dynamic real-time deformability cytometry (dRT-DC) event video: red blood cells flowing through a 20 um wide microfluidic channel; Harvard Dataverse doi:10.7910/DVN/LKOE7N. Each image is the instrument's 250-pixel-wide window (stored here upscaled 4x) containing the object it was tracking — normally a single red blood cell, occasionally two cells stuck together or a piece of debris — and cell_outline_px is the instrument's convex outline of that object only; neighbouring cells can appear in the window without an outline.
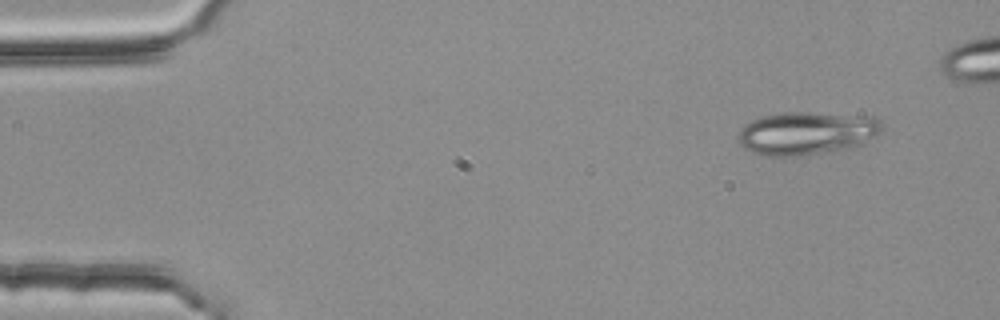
{"species": "common noctule bat (a hibernating species)", "species_latin": "Nyctalus noctula", "temperature_condition": "room temperature", "stored_images_in_passage": 4, "camera_frame_rate_fps": 3000, "um_per_image_px": 0.085, "animal": {"sex": "female", "body_mass_g": 25.1}, "frame": {"image": 1, "passage_image": 1, "time_ms": 0.0, "image_size_px": [1000, 320], "cell_outline_px": [[880, 132], [876, 136], [860, 144], [848, 148], [796, 156], [768, 156], [744, 148], [740, 144], [740, 128], [744, 124], [752, 120], [764, 116], [784, 112], [808, 112], [876, 116], [880, 124]], "centroid_in_image_um": [68.57, 11.3], "position_along_channel_um": 16.4, "area_um2": 35.66}}